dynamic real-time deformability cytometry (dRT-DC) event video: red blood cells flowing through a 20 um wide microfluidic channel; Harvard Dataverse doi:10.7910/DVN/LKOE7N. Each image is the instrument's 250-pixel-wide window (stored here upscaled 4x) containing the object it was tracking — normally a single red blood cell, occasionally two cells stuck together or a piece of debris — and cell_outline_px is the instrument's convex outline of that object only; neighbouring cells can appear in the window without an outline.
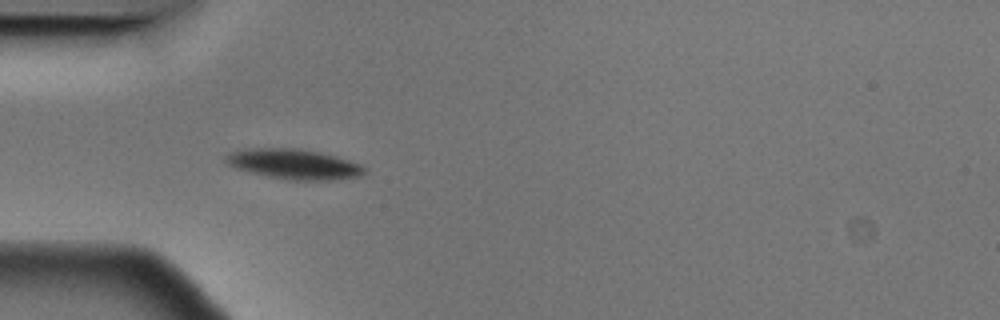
{"species": "Egyptian fruit bat (a non-hibernating species)", "species_latin": "Rousettus aegyptiacus", "temperature_condition": "cold", "stored_images_in_passage": 3, "camera_frame_rate_fps": 3000, "um_per_image_px": 0.085, "animal": {"sex": "male"}, "frame": {"image": 1, "passage_image": 1, "time_ms": 0.0, "image_size_px": [1000, 320], "cell_outline_px": [[364, 172], [360, 176], [328, 180], [288, 180], [268, 176], [236, 168], [228, 164], [224, 160], [224, 156], [228, 152], [248, 148], [300, 148], [320, 152], [336, 156], [360, 164], [364, 168]], "centroid_in_image_um": [24.94, 13.93], "position_along_channel_um": 60.1, "area_um2": 24.22}}